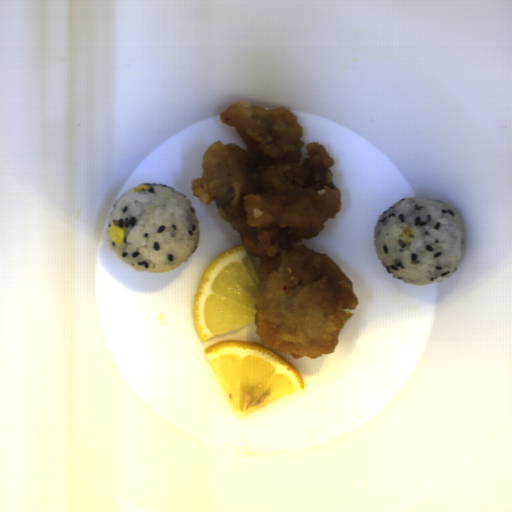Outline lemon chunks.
Wrapping results in <instances>:
<instances>
[{
    "label": "lemon chunks",
    "mask_w": 512,
    "mask_h": 512,
    "mask_svg": "<svg viewBox=\"0 0 512 512\" xmlns=\"http://www.w3.org/2000/svg\"><path fill=\"white\" fill-rule=\"evenodd\" d=\"M204 355L239 418L306 388L289 361L257 341H222L205 349Z\"/></svg>",
    "instance_id": "lemon-chunks-1"
},
{
    "label": "lemon chunks",
    "mask_w": 512,
    "mask_h": 512,
    "mask_svg": "<svg viewBox=\"0 0 512 512\" xmlns=\"http://www.w3.org/2000/svg\"><path fill=\"white\" fill-rule=\"evenodd\" d=\"M260 282V272L243 245L212 261L193 299L194 328L201 343L255 322Z\"/></svg>",
    "instance_id": "lemon-chunks-2"
}]
</instances>
